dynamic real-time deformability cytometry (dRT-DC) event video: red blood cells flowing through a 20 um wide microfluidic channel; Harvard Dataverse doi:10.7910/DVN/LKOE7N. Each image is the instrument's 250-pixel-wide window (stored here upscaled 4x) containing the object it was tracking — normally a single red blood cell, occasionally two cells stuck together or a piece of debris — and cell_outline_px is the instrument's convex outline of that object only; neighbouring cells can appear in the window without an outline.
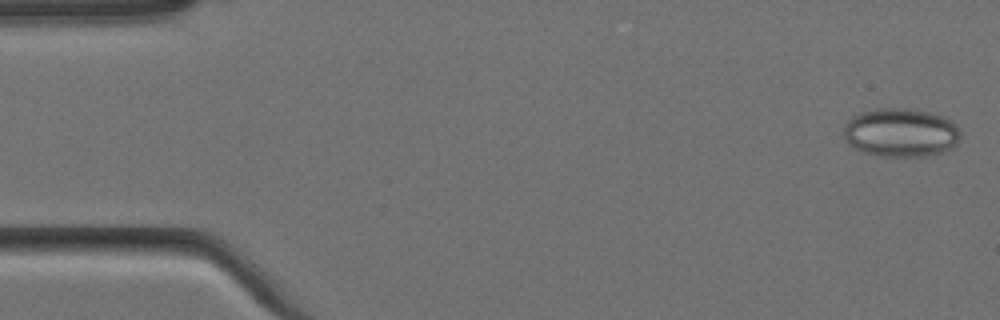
{"species": "Egyptian fruit bat (a non-hibernating species)", "species_latin": "Rousettus aegyptiacus", "temperature_condition": "cold", "stored_images_in_passage": 5, "camera_frame_rate_fps": 3000, "um_per_image_px": 0.085, "animal": {"sex": "female"}, "frame": {"image": 1, "passage_image": 1, "time_ms": 0.0, "image_size_px": [1000, 320], "cell_outline_px": [[960, 136], [956, 144], [952, 148], [944, 152], [924, 156], [876, 156], [860, 152], [852, 148], [848, 144], [844, 136], [844, 124], [852, 116], [860, 112], [876, 108], [912, 108], [944, 116], [952, 120], [956, 124], [960, 132]], "centroid_in_image_um": [76.55, 11.27], "position_along_channel_um": 8.5, "area_um2": 33.76}}